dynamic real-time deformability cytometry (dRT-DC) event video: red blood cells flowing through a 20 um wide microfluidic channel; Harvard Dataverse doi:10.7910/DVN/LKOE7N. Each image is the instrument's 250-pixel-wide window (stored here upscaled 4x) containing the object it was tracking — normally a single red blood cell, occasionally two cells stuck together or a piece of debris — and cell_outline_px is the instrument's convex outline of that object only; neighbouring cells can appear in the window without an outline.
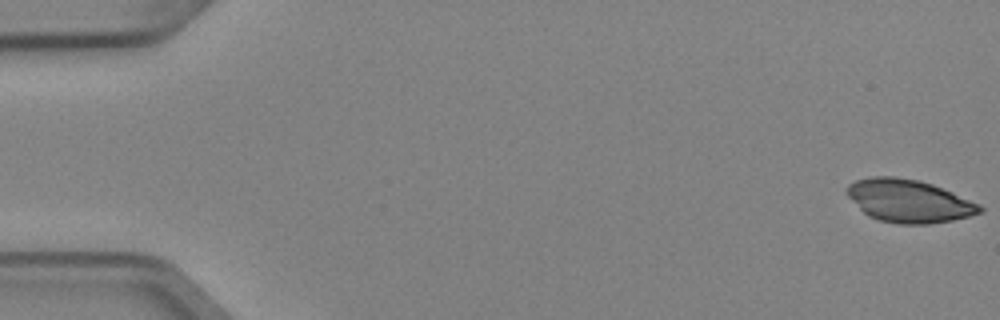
{"species": "Egyptian fruit bat (a non-hibernating species)", "species_latin": "Rousettus aegyptiacus", "temperature_condition": "cold", "stored_images_in_passage": 5, "camera_frame_rate_fps": 3000, "um_per_image_px": 0.085, "animal": {"sex": "female"}, "frame": {"image": 1, "passage_image": 1, "time_ms": 0.0, "image_size_px": [1000, 320], "cell_outline_px": [[984, 212], [952, 220], [928, 224], [900, 224], [880, 220], [868, 216], [844, 192], [848, 184], [856, 180], [872, 176], [892, 176], [920, 180], [932, 184], [952, 192], [980, 204], [984, 208]], "centroid_in_image_um": [77.25, 17.07], "position_along_channel_um": 7.7, "area_um2": 33.18}}